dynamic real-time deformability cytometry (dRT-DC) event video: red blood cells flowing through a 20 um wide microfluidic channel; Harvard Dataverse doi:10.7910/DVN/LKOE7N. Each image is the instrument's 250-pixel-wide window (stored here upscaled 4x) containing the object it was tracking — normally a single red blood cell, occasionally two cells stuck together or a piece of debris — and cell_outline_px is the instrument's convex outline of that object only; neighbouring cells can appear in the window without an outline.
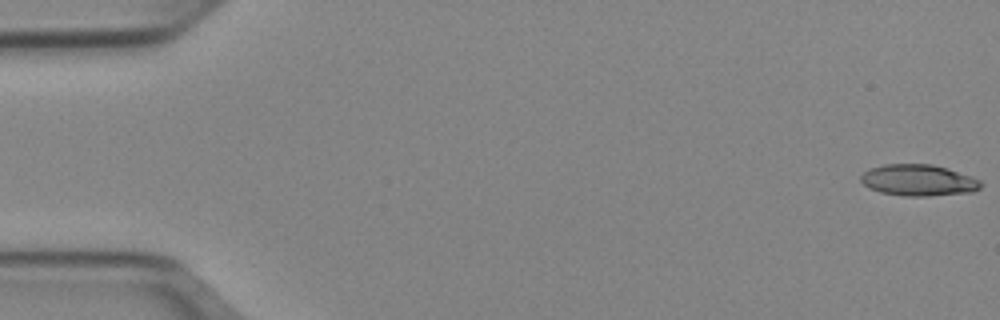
{"species": "Egyptian fruit bat (a non-hibernating species)", "species_latin": "Rousettus aegyptiacus", "temperature_condition": "cold", "stored_images_in_passage": 51, "camera_frame_rate_fps": 3000, "um_per_image_px": 0.085, "animal": {"sex": "female"}, "frame": {"image": 1, "passage_image": 1, "time_ms": 0.0, "image_size_px": [1000, 320], "cell_outline_px": [[984, 184], [980, 188], [972, 192], [928, 196], [904, 196], [880, 192], [868, 188], [860, 180], [860, 176], [864, 172], [872, 168], [884, 164], [932, 164], [948, 168], [972, 176], [980, 180]], "centroid_in_image_um": [78.09, 15.32], "position_along_channel_um": 6.9, "area_um2": 22.08}}
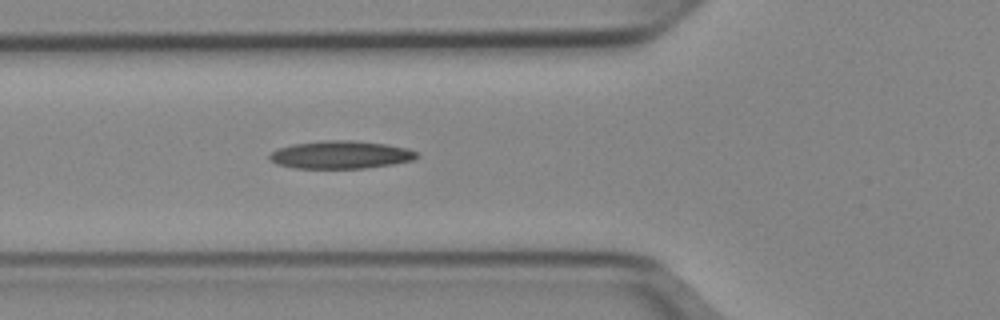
{"frame": {"image": 2, "passage_image": 19, "time_ms": 6.0, "image_size_px": [1000, 320], "cell_outline_px": [[420, 156], [412, 160], [392, 164], [364, 168], [292, 168], [276, 164], [268, 156], [272, 152], [280, 148], [292, 144], [324, 140], [352, 140], [388, 144], [408, 148], [416, 152]], "centroid_in_image_um": [28.97, 13.15], "position_along_channel_um": 96.8, "area_um2": 23.87}}
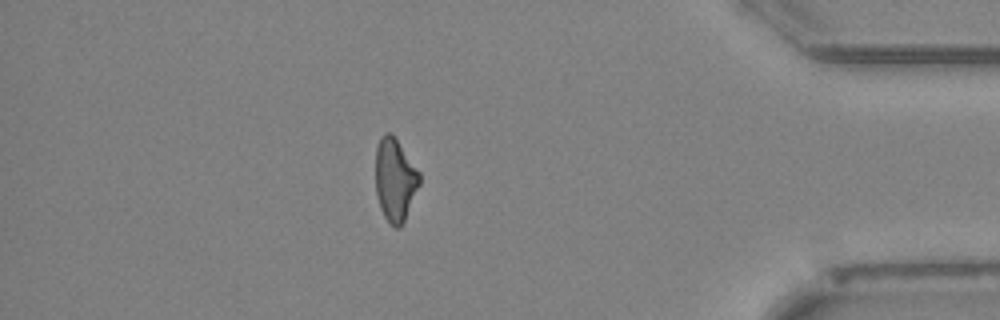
{"frame": {"image": 3, "passage_image": 45, "time_ms": 14.667, "image_size_px": [1000, 320], "cell_outline_px": [[420, 184], [404, 220], [400, 228], [396, 228], [384, 216], [380, 208], [376, 192], [376, 148], [380, 136], [384, 132], [392, 132], [420, 172]], "centroid_in_image_um": [33.58, 15.23], "position_along_channel_um": 401.6, "area_um2": 21.21}, "authors_computed_cell_mechanics": {"area_um2": 22.3108, "velocity_mm_per_s": 3.9641, "shape_relaxation_time_tau1_ms": null, "shape_relaxation_time_tau2_ms": 5.2702, "deformation_change_tau1": null, "deformation_change_tau2": 0.1641}}